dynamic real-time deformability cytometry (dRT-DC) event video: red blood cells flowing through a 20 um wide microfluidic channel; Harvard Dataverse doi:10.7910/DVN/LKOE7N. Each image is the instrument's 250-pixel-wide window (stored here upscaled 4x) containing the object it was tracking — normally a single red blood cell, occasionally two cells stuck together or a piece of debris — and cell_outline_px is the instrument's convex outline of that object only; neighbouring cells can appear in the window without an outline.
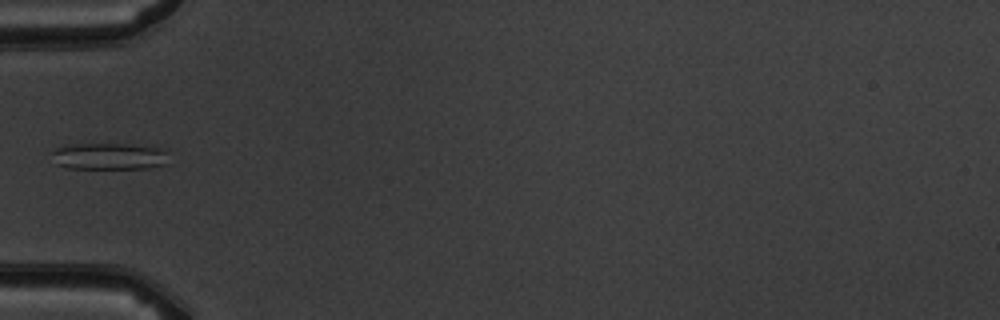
{"species": "common noctule bat (a hibernating species)", "species_latin": "Nyctalus noctula", "temperature_condition": "warm", "stored_images_in_passage": 5, "camera_frame_rate_fps": 3000, "um_per_image_px": 0.085, "animal": {"sex": "male", "body_mass_g": 19.5, "forearm_length_mm": 54.6}, "frame": {"image": 1, "passage_image": 5, "time_ms": 5.667, "image_size_px": [1000, 320], "cell_outline_px": [[168, 152], [164, 164], [148, 168], [68, 168], [56, 164], [52, 152], [56, 148], [64, 144], [156, 144]], "centroid_in_image_um": [9.32, 13.25], "position_along_channel_um": 75.7, "area_um2": 18.5}}